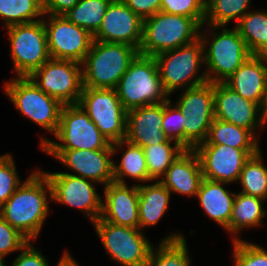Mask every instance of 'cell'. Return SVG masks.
<instances>
[{"label": "cell", "mask_w": 267, "mask_h": 266, "mask_svg": "<svg viewBox=\"0 0 267 266\" xmlns=\"http://www.w3.org/2000/svg\"><path fill=\"white\" fill-rule=\"evenodd\" d=\"M47 191L52 197L46 175L40 171L34 172L0 207V216L29 241L34 240L49 213Z\"/></svg>", "instance_id": "6da1fadb"}, {"label": "cell", "mask_w": 267, "mask_h": 266, "mask_svg": "<svg viewBox=\"0 0 267 266\" xmlns=\"http://www.w3.org/2000/svg\"><path fill=\"white\" fill-rule=\"evenodd\" d=\"M139 54L136 47L123 43L93 40L82 70L83 87L115 89L130 63Z\"/></svg>", "instance_id": "7a4b0ae2"}, {"label": "cell", "mask_w": 267, "mask_h": 266, "mask_svg": "<svg viewBox=\"0 0 267 266\" xmlns=\"http://www.w3.org/2000/svg\"><path fill=\"white\" fill-rule=\"evenodd\" d=\"M115 90L127 111L169 100L156 60L152 56L138 54L120 78Z\"/></svg>", "instance_id": "3957f363"}, {"label": "cell", "mask_w": 267, "mask_h": 266, "mask_svg": "<svg viewBox=\"0 0 267 266\" xmlns=\"http://www.w3.org/2000/svg\"><path fill=\"white\" fill-rule=\"evenodd\" d=\"M201 26L190 17L158 12L143 20L142 41L139 54H157L182 47L200 36Z\"/></svg>", "instance_id": "277c9868"}, {"label": "cell", "mask_w": 267, "mask_h": 266, "mask_svg": "<svg viewBox=\"0 0 267 266\" xmlns=\"http://www.w3.org/2000/svg\"><path fill=\"white\" fill-rule=\"evenodd\" d=\"M205 38L203 35L199 36L189 44L154 56L160 79L168 94L189 83L187 88H193L208 82L205 73L195 77L200 64L204 62V51L207 45V39ZM191 78L195 80L192 81Z\"/></svg>", "instance_id": "5b68a950"}, {"label": "cell", "mask_w": 267, "mask_h": 266, "mask_svg": "<svg viewBox=\"0 0 267 266\" xmlns=\"http://www.w3.org/2000/svg\"><path fill=\"white\" fill-rule=\"evenodd\" d=\"M62 144L43 139L42 149H113L112 143L99 131L79 104L63 105L55 133Z\"/></svg>", "instance_id": "8992f818"}, {"label": "cell", "mask_w": 267, "mask_h": 266, "mask_svg": "<svg viewBox=\"0 0 267 266\" xmlns=\"http://www.w3.org/2000/svg\"><path fill=\"white\" fill-rule=\"evenodd\" d=\"M78 104L111 143L125 140L127 110L115 89L83 87Z\"/></svg>", "instance_id": "52a82bcc"}, {"label": "cell", "mask_w": 267, "mask_h": 266, "mask_svg": "<svg viewBox=\"0 0 267 266\" xmlns=\"http://www.w3.org/2000/svg\"><path fill=\"white\" fill-rule=\"evenodd\" d=\"M184 115V149L191 150L205 142L214 111V83L187 88L176 105Z\"/></svg>", "instance_id": "ba28073f"}, {"label": "cell", "mask_w": 267, "mask_h": 266, "mask_svg": "<svg viewBox=\"0 0 267 266\" xmlns=\"http://www.w3.org/2000/svg\"><path fill=\"white\" fill-rule=\"evenodd\" d=\"M15 107L29 119L56 133L63 105L43 92L29 77H18L5 85Z\"/></svg>", "instance_id": "9c48e42d"}, {"label": "cell", "mask_w": 267, "mask_h": 266, "mask_svg": "<svg viewBox=\"0 0 267 266\" xmlns=\"http://www.w3.org/2000/svg\"><path fill=\"white\" fill-rule=\"evenodd\" d=\"M14 70L18 77H29L50 59L43 19L9 27Z\"/></svg>", "instance_id": "30bf717a"}, {"label": "cell", "mask_w": 267, "mask_h": 266, "mask_svg": "<svg viewBox=\"0 0 267 266\" xmlns=\"http://www.w3.org/2000/svg\"><path fill=\"white\" fill-rule=\"evenodd\" d=\"M94 225L112 259L123 266H147L152 244L139 228L116 225L101 217Z\"/></svg>", "instance_id": "8fae6325"}, {"label": "cell", "mask_w": 267, "mask_h": 266, "mask_svg": "<svg viewBox=\"0 0 267 266\" xmlns=\"http://www.w3.org/2000/svg\"><path fill=\"white\" fill-rule=\"evenodd\" d=\"M80 65L81 63L72 60L50 58L29 78L43 92L57 99L62 105L78 104L83 89Z\"/></svg>", "instance_id": "7c38bea8"}, {"label": "cell", "mask_w": 267, "mask_h": 266, "mask_svg": "<svg viewBox=\"0 0 267 266\" xmlns=\"http://www.w3.org/2000/svg\"><path fill=\"white\" fill-rule=\"evenodd\" d=\"M213 35V41L204 55V63L209 68L205 74L208 82L223 83L252 54L236 27L234 30L225 28L220 34L216 32Z\"/></svg>", "instance_id": "4fadbf2b"}, {"label": "cell", "mask_w": 267, "mask_h": 266, "mask_svg": "<svg viewBox=\"0 0 267 266\" xmlns=\"http://www.w3.org/2000/svg\"><path fill=\"white\" fill-rule=\"evenodd\" d=\"M49 17V23L46 24L44 20V27L50 58L82 63L90 51L93 36L64 15H49Z\"/></svg>", "instance_id": "5bb4252c"}, {"label": "cell", "mask_w": 267, "mask_h": 266, "mask_svg": "<svg viewBox=\"0 0 267 266\" xmlns=\"http://www.w3.org/2000/svg\"><path fill=\"white\" fill-rule=\"evenodd\" d=\"M203 177L213 181H237L245 162L260 150H242L223 144H199L193 149Z\"/></svg>", "instance_id": "9a60e30c"}, {"label": "cell", "mask_w": 267, "mask_h": 266, "mask_svg": "<svg viewBox=\"0 0 267 266\" xmlns=\"http://www.w3.org/2000/svg\"><path fill=\"white\" fill-rule=\"evenodd\" d=\"M51 189V199L83 209L94 223L102 215V203L91 181L70 173H45Z\"/></svg>", "instance_id": "2e32d148"}, {"label": "cell", "mask_w": 267, "mask_h": 266, "mask_svg": "<svg viewBox=\"0 0 267 266\" xmlns=\"http://www.w3.org/2000/svg\"><path fill=\"white\" fill-rule=\"evenodd\" d=\"M142 31L143 20L122 0H112L93 40L123 43L139 49Z\"/></svg>", "instance_id": "e0dca14e"}, {"label": "cell", "mask_w": 267, "mask_h": 266, "mask_svg": "<svg viewBox=\"0 0 267 266\" xmlns=\"http://www.w3.org/2000/svg\"><path fill=\"white\" fill-rule=\"evenodd\" d=\"M46 153L70 167L78 175L87 180L103 183L106 186L114 182L113 157L116 148L100 150L83 149H43Z\"/></svg>", "instance_id": "ac0fdd59"}, {"label": "cell", "mask_w": 267, "mask_h": 266, "mask_svg": "<svg viewBox=\"0 0 267 266\" xmlns=\"http://www.w3.org/2000/svg\"><path fill=\"white\" fill-rule=\"evenodd\" d=\"M214 111L216 119L251 130L253 133L256 125L265 124L261 119L259 105L241 97L224 83H214Z\"/></svg>", "instance_id": "d6986e66"}, {"label": "cell", "mask_w": 267, "mask_h": 266, "mask_svg": "<svg viewBox=\"0 0 267 266\" xmlns=\"http://www.w3.org/2000/svg\"><path fill=\"white\" fill-rule=\"evenodd\" d=\"M101 218L116 225L139 228V185L109 183L105 186Z\"/></svg>", "instance_id": "ffe728a7"}, {"label": "cell", "mask_w": 267, "mask_h": 266, "mask_svg": "<svg viewBox=\"0 0 267 266\" xmlns=\"http://www.w3.org/2000/svg\"><path fill=\"white\" fill-rule=\"evenodd\" d=\"M162 119L163 102L127 111L125 140L142 148L166 142Z\"/></svg>", "instance_id": "44dd1931"}, {"label": "cell", "mask_w": 267, "mask_h": 266, "mask_svg": "<svg viewBox=\"0 0 267 266\" xmlns=\"http://www.w3.org/2000/svg\"><path fill=\"white\" fill-rule=\"evenodd\" d=\"M267 55H251L223 83L241 97L260 105L267 84Z\"/></svg>", "instance_id": "7402d4cb"}, {"label": "cell", "mask_w": 267, "mask_h": 266, "mask_svg": "<svg viewBox=\"0 0 267 266\" xmlns=\"http://www.w3.org/2000/svg\"><path fill=\"white\" fill-rule=\"evenodd\" d=\"M164 176L160 182L170 192L196 196L204 178L197 153L193 149L184 150Z\"/></svg>", "instance_id": "603a6c76"}, {"label": "cell", "mask_w": 267, "mask_h": 266, "mask_svg": "<svg viewBox=\"0 0 267 266\" xmlns=\"http://www.w3.org/2000/svg\"><path fill=\"white\" fill-rule=\"evenodd\" d=\"M223 184L225 182L203 178L196 196L208 216L229 231L233 197L236 194L225 190Z\"/></svg>", "instance_id": "cb8c5ba5"}, {"label": "cell", "mask_w": 267, "mask_h": 266, "mask_svg": "<svg viewBox=\"0 0 267 266\" xmlns=\"http://www.w3.org/2000/svg\"><path fill=\"white\" fill-rule=\"evenodd\" d=\"M170 191L160 182L152 185H139V229L155 225L164 215Z\"/></svg>", "instance_id": "d4e9b609"}, {"label": "cell", "mask_w": 267, "mask_h": 266, "mask_svg": "<svg viewBox=\"0 0 267 266\" xmlns=\"http://www.w3.org/2000/svg\"><path fill=\"white\" fill-rule=\"evenodd\" d=\"M254 134L251 130L214 118L206 141L200 144H223L242 150H260Z\"/></svg>", "instance_id": "484cf974"}, {"label": "cell", "mask_w": 267, "mask_h": 266, "mask_svg": "<svg viewBox=\"0 0 267 266\" xmlns=\"http://www.w3.org/2000/svg\"><path fill=\"white\" fill-rule=\"evenodd\" d=\"M124 144H126L128 148L123 154L121 164L118 166L113 163L114 182L126 184L123 180V176H130L138 181H151L148 175V168L143 148L126 140L113 142L112 147H122Z\"/></svg>", "instance_id": "4316f807"}, {"label": "cell", "mask_w": 267, "mask_h": 266, "mask_svg": "<svg viewBox=\"0 0 267 266\" xmlns=\"http://www.w3.org/2000/svg\"><path fill=\"white\" fill-rule=\"evenodd\" d=\"M264 199L243 193L236 194L229 222V232L236 233L243 227L259 226L266 215L262 202Z\"/></svg>", "instance_id": "83f0119b"}, {"label": "cell", "mask_w": 267, "mask_h": 266, "mask_svg": "<svg viewBox=\"0 0 267 266\" xmlns=\"http://www.w3.org/2000/svg\"><path fill=\"white\" fill-rule=\"evenodd\" d=\"M236 28L252 55H267V12H247Z\"/></svg>", "instance_id": "f1b7e54d"}, {"label": "cell", "mask_w": 267, "mask_h": 266, "mask_svg": "<svg viewBox=\"0 0 267 266\" xmlns=\"http://www.w3.org/2000/svg\"><path fill=\"white\" fill-rule=\"evenodd\" d=\"M112 0H79L64 16L87 30L92 36L98 31Z\"/></svg>", "instance_id": "f546056e"}, {"label": "cell", "mask_w": 267, "mask_h": 266, "mask_svg": "<svg viewBox=\"0 0 267 266\" xmlns=\"http://www.w3.org/2000/svg\"><path fill=\"white\" fill-rule=\"evenodd\" d=\"M158 251L150 252L147 266H190L186 241L180 234H173L161 241Z\"/></svg>", "instance_id": "4dcf8cb0"}, {"label": "cell", "mask_w": 267, "mask_h": 266, "mask_svg": "<svg viewBox=\"0 0 267 266\" xmlns=\"http://www.w3.org/2000/svg\"><path fill=\"white\" fill-rule=\"evenodd\" d=\"M171 140L143 147L148 175L151 180L164 176L167 169L175 159L185 150L178 143L174 148L170 145Z\"/></svg>", "instance_id": "1f68e13d"}, {"label": "cell", "mask_w": 267, "mask_h": 266, "mask_svg": "<svg viewBox=\"0 0 267 266\" xmlns=\"http://www.w3.org/2000/svg\"><path fill=\"white\" fill-rule=\"evenodd\" d=\"M260 152L245 162L238 180L243 186L240 193L265 200L267 198V168L262 164Z\"/></svg>", "instance_id": "d6a6232c"}, {"label": "cell", "mask_w": 267, "mask_h": 266, "mask_svg": "<svg viewBox=\"0 0 267 266\" xmlns=\"http://www.w3.org/2000/svg\"><path fill=\"white\" fill-rule=\"evenodd\" d=\"M248 4L250 0H206L205 23L208 20L210 27H225L235 18L239 23Z\"/></svg>", "instance_id": "836d02e7"}, {"label": "cell", "mask_w": 267, "mask_h": 266, "mask_svg": "<svg viewBox=\"0 0 267 266\" xmlns=\"http://www.w3.org/2000/svg\"><path fill=\"white\" fill-rule=\"evenodd\" d=\"M43 14L41 0H0V17L6 27L38 21L33 17Z\"/></svg>", "instance_id": "e575fe53"}, {"label": "cell", "mask_w": 267, "mask_h": 266, "mask_svg": "<svg viewBox=\"0 0 267 266\" xmlns=\"http://www.w3.org/2000/svg\"><path fill=\"white\" fill-rule=\"evenodd\" d=\"M160 11L193 18L202 27L205 22L206 0H161Z\"/></svg>", "instance_id": "d590c367"}, {"label": "cell", "mask_w": 267, "mask_h": 266, "mask_svg": "<svg viewBox=\"0 0 267 266\" xmlns=\"http://www.w3.org/2000/svg\"><path fill=\"white\" fill-rule=\"evenodd\" d=\"M170 107V100L163 102L162 131L169 140H175L174 143L184 148V115L177 106Z\"/></svg>", "instance_id": "8d00e7d4"}, {"label": "cell", "mask_w": 267, "mask_h": 266, "mask_svg": "<svg viewBox=\"0 0 267 266\" xmlns=\"http://www.w3.org/2000/svg\"><path fill=\"white\" fill-rule=\"evenodd\" d=\"M235 266H267V251L258 245L234 239Z\"/></svg>", "instance_id": "74e56055"}, {"label": "cell", "mask_w": 267, "mask_h": 266, "mask_svg": "<svg viewBox=\"0 0 267 266\" xmlns=\"http://www.w3.org/2000/svg\"><path fill=\"white\" fill-rule=\"evenodd\" d=\"M19 186L20 181L11 155L0 156V207Z\"/></svg>", "instance_id": "f35d334b"}, {"label": "cell", "mask_w": 267, "mask_h": 266, "mask_svg": "<svg viewBox=\"0 0 267 266\" xmlns=\"http://www.w3.org/2000/svg\"><path fill=\"white\" fill-rule=\"evenodd\" d=\"M29 240L0 216V255L22 250Z\"/></svg>", "instance_id": "ab89813d"}, {"label": "cell", "mask_w": 267, "mask_h": 266, "mask_svg": "<svg viewBox=\"0 0 267 266\" xmlns=\"http://www.w3.org/2000/svg\"><path fill=\"white\" fill-rule=\"evenodd\" d=\"M142 20L160 12L161 0H122Z\"/></svg>", "instance_id": "60d3db41"}, {"label": "cell", "mask_w": 267, "mask_h": 266, "mask_svg": "<svg viewBox=\"0 0 267 266\" xmlns=\"http://www.w3.org/2000/svg\"><path fill=\"white\" fill-rule=\"evenodd\" d=\"M22 253L14 260L12 266H49L40 251L31 247L30 241L22 248Z\"/></svg>", "instance_id": "b9f144b4"}, {"label": "cell", "mask_w": 267, "mask_h": 266, "mask_svg": "<svg viewBox=\"0 0 267 266\" xmlns=\"http://www.w3.org/2000/svg\"><path fill=\"white\" fill-rule=\"evenodd\" d=\"M79 0H41L43 13L49 15H64L71 10Z\"/></svg>", "instance_id": "7bdbcfd3"}, {"label": "cell", "mask_w": 267, "mask_h": 266, "mask_svg": "<svg viewBox=\"0 0 267 266\" xmlns=\"http://www.w3.org/2000/svg\"><path fill=\"white\" fill-rule=\"evenodd\" d=\"M259 111L261 112V119L266 123L267 122V84L263 93L262 101L259 105Z\"/></svg>", "instance_id": "ee69618b"}, {"label": "cell", "mask_w": 267, "mask_h": 266, "mask_svg": "<svg viewBox=\"0 0 267 266\" xmlns=\"http://www.w3.org/2000/svg\"><path fill=\"white\" fill-rule=\"evenodd\" d=\"M57 266H79L77 263L71 258L68 252H65L59 264Z\"/></svg>", "instance_id": "f6af8a7d"}, {"label": "cell", "mask_w": 267, "mask_h": 266, "mask_svg": "<svg viewBox=\"0 0 267 266\" xmlns=\"http://www.w3.org/2000/svg\"><path fill=\"white\" fill-rule=\"evenodd\" d=\"M0 266H5L3 261V256L0 255Z\"/></svg>", "instance_id": "bcb514c9"}]
</instances>
